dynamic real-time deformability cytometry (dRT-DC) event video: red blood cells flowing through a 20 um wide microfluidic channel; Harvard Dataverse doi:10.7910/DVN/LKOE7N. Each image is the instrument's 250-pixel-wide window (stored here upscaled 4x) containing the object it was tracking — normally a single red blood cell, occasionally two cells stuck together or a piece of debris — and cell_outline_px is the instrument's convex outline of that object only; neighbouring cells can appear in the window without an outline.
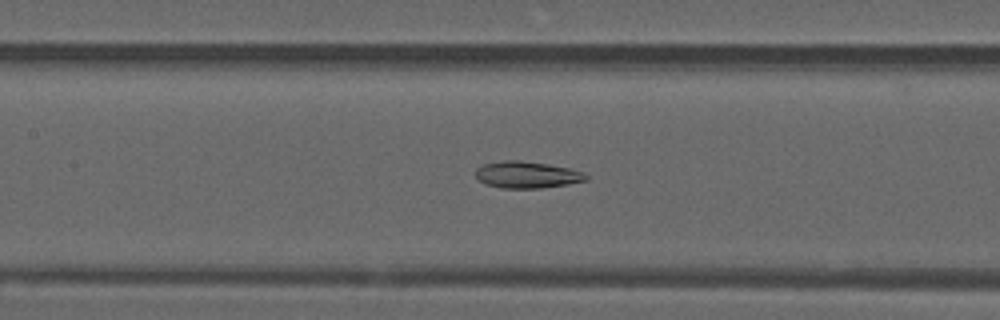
{"species": "common noctule bat (a hibernating species)", "species_latin": "Nyctalus noctula", "temperature_condition": "warm", "stored_images_in_passage": 51, "camera_frame_rate_fps": 3000, "um_per_image_px": 0.085, "animal": {"sex": "male", "forearm_length_mm": 52.5}, "frame": {"image": 1, "passage_image": 23, "time_ms": 7.333, "image_size_px": [1000, 320], "cell_outline_px": [[588, 180], [568, 184], [540, 188], [500, 188], [484, 184], [476, 180], [476, 168], [484, 164], [504, 160], [520, 160], [548, 164], [568, 168], [584, 172], [588, 176]], "centroid_in_image_um": [44.76, 14.86], "position_along_channel_um": 162.6, "area_um2": 17.34}}
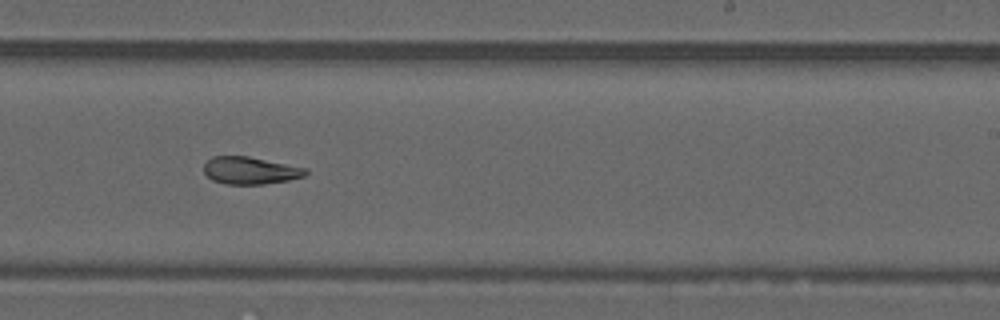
{"frame": {"image": 2, "passage_image": 31, "time_ms": 10.0, "image_size_px": [1000, 320], "cell_outline_px": [[308, 172], [304, 176], [288, 180], [264, 184], [224, 184], [212, 180], [204, 172], [204, 164], [212, 156], [248, 156], [308, 168]], "centroid_in_image_um": [21.27, 14.49], "position_along_channel_um": 267.7, "area_um2": 16.24}}
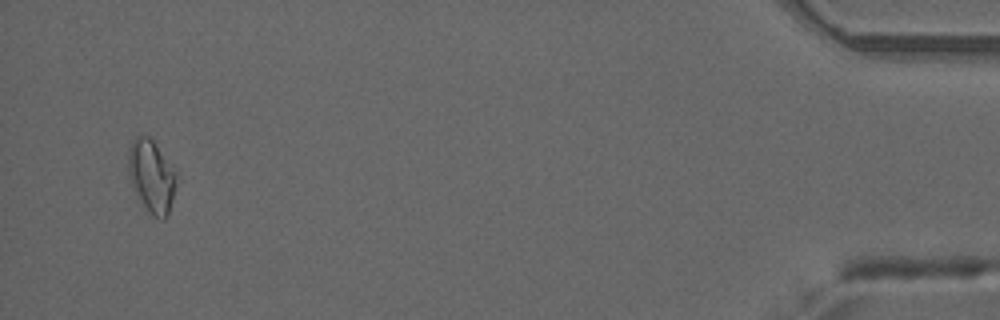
{"frame": {"image": 3, "passage_image": 49, "time_ms": 16.0, "image_size_px": [1000, 320], "cell_outline_px": [[176, 184], [168, 216], [164, 220], [160, 220], [152, 216], [132, 188], [128, 172], [128, 148], [136, 136], [148, 136], [152, 140], [172, 164], [176, 176]], "centroid_in_image_um": [12.88, 14.99], "position_along_channel_um": 422.3, "area_um2": 20.35}, "authors_computed_cell_mechanics": {"area_um2": 17.5712, "velocity_mm_per_s": 3.9688, "shape_relaxation_time_tau1_ms": null, "shape_relaxation_time_tau2_ms": 4.9079, "deformation_change_tau1": null, "deformation_change_tau2": 0.1171}}